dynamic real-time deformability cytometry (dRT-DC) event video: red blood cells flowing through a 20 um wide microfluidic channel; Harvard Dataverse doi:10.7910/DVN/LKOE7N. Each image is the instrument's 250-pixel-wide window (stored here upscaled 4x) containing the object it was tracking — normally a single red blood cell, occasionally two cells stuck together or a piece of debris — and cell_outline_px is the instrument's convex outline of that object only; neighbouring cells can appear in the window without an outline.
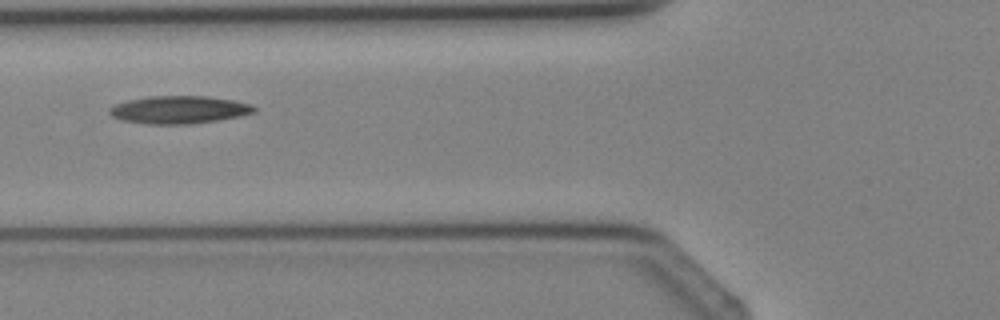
{"species": "Egyptian fruit bat (a non-hibernating species)", "species_latin": "Rousettus aegyptiacus", "temperature_condition": "cold", "stored_images_in_passage": 2, "camera_frame_rate_fps": 3000, "um_per_image_px": 0.085, "animal": {"sex": "female"}, "frame": {"image": 1, "passage_image": 2, "time_ms": 1.0, "image_size_px": [1000, 320], "cell_outline_px": [[256, 112], [240, 116], [192, 124], [144, 124], [120, 120], [112, 116], [108, 112], [108, 108], [116, 104], [128, 100], [148, 96], [208, 96], [232, 100], [252, 104], [256, 108]], "centroid_in_image_um": [15.2, 9.33], "position_along_channel_um": 110.6, "area_um2": 23.52}}